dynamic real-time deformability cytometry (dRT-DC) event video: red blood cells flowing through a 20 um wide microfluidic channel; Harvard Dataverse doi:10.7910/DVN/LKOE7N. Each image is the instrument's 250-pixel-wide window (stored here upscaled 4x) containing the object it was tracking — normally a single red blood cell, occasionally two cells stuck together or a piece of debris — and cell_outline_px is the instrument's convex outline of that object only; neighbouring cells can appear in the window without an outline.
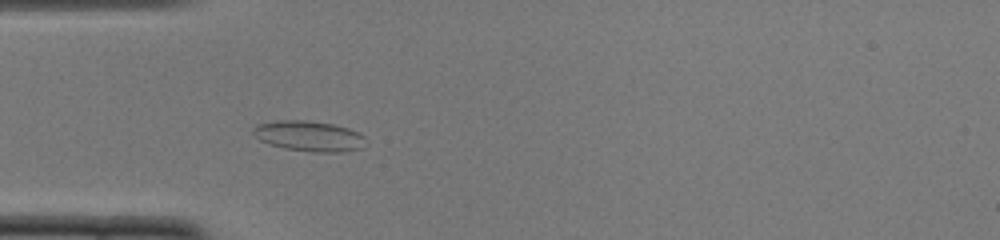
{"species": "common noctule bat (a hibernating species)", "species_latin": "Nyctalus noctula", "temperature_condition": "cold", "stored_images_in_passage": 48, "camera_frame_rate_fps": 3000, "um_per_image_px": 0.085, "animal": {"sex": "female", "body_mass_g": 22.0, "forearm_length_mm": 56.7}, "frame": {"image": 1, "passage_image": 12, "time_ms": 3.667, "image_size_px": [1000, 240], "cell_outline_px": [[368, 144], [360, 148], [344, 152], [312, 152], [284, 148], [268, 144], [260, 140], [252, 132], [252, 128], [256, 124], [276, 120], [304, 120], [332, 124], [348, 128], [360, 132], [364, 136]], "centroid_in_image_um": [26.28, 11.57], "position_along_channel_um": 58.7, "area_um2": 20.23}}
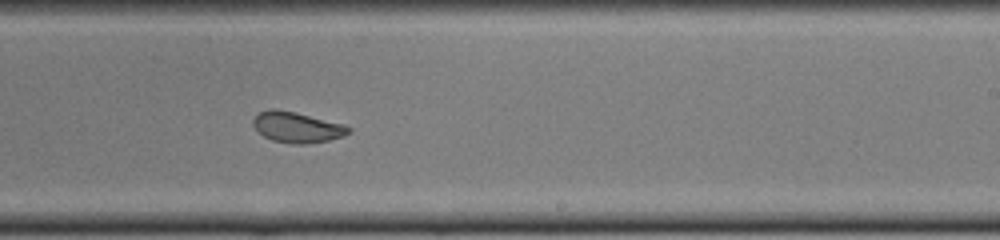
{"frame": {"image": 2, "passage_image": 28, "time_ms": 9.0, "image_size_px": [1000, 240], "cell_outline_px": [[352, 132], [344, 136], [328, 140], [304, 144], [292, 144], [272, 140], [264, 136], [252, 124], [252, 120], [260, 112], [272, 108], [276, 108], [296, 112], [344, 124], [352, 128]], "centroid_in_image_um": [25.28, 10.81], "position_along_channel_um": 263.7, "area_um2": 17.11}}
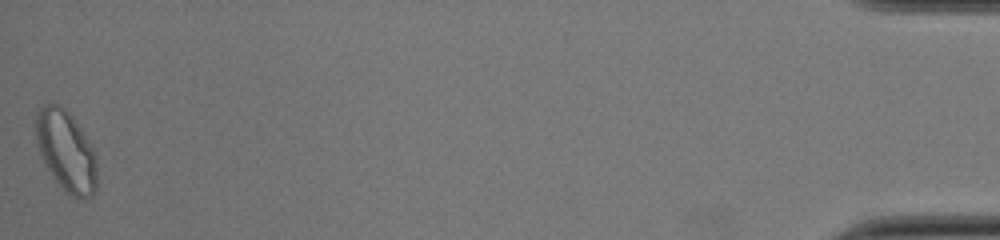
{"frame": {"image": 3, "passage_image": 48, "time_ms": 15.667, "image_size_px": [1000, 240], "cell_outline_px": [[96, 188], [92, 196], [84, 200], [80, 200], [64, 192], [40, 156], [36, 144], [36, 112], [44, 104], [60, 104], [72, 116], [80, 128], [92, 148], [96, 156]], "centroid_in_image_um": [5.61, 12.86], "position_along_channel_um": 429.6, "area_um2": 28.73}, "authors_computed_cell_mechanics": {"area_um2": 19.4208, "velocity_mm_per_s": 3.9005, "shape_relaxation_time_tau1_ms": null, "shape_relaxation_time_tau2_ms": 1.1504, "deformation_change_tau1": null, "deformation_change_tau2": 0.0573}}